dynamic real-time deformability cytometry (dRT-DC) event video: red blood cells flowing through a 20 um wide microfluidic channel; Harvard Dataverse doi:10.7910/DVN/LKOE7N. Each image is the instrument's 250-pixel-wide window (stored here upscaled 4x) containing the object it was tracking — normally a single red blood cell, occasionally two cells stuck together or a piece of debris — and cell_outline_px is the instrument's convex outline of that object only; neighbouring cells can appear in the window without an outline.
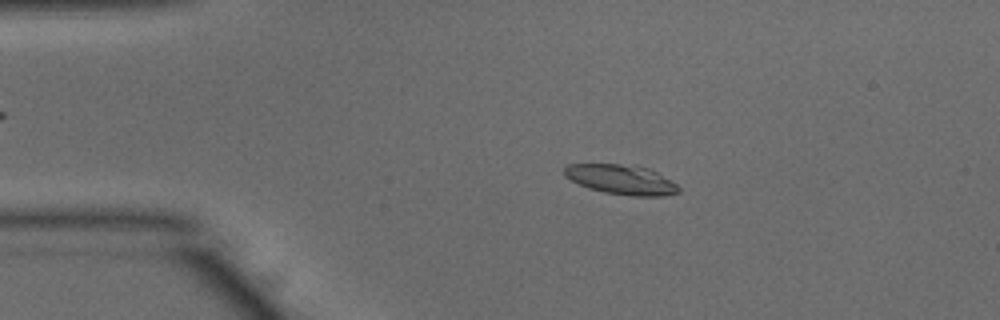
{"species": "common noctule bat (a hibernating species)", "species_latin": "Nyctalus noctula", "temperature_condition": "warm", "stored_images_in_passage": 46, "camera_frame_rate_fps": 3000, "um_per_image_px": 0.085, "animal": {"sex": "male", "body_mass_g": 15.6}, "frame": {"image": 1, "passage_image": 10, "time_ms": 3.0, "image_size_px": [1000, 320], "cell_outline_px": [[680, 192], [664, 196], [632, 196], [604, 192], [588, 188], [564, 176], [564, 168], [568, 164], [620, 164], [648, 168], [656, 172], [676, 184], [680, 188]], "centroid_in_image_um": [52.8, 15.27], "position_along_channel_um": 32.2, "area_um2": 19.59}}
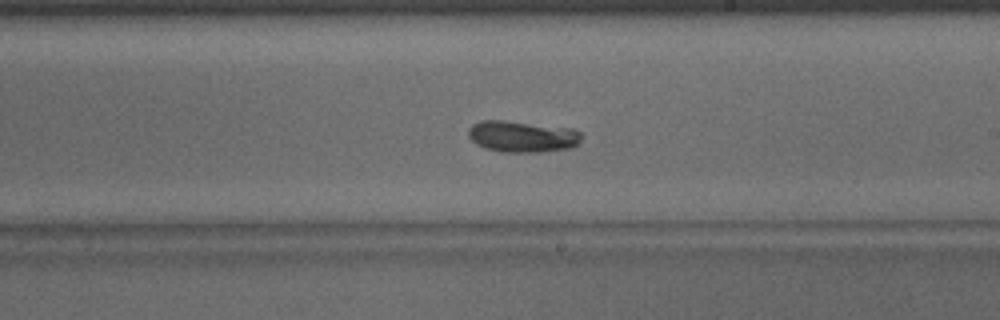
{"frame": {"image": 2, "passage_image": 30, "time_ms": 9.667, "image_size_px": [1000, 320], "cell_outline_px": [[580, 140], [572, 148], [540, 152], [500, 152], [484, 148], [476, 144], [468, 136], [468, 128], [472, 124], [480, 120], [504, 120], [572, 128], [580, 132]], "centroid_in_image_um": [44.35, 11.6], "position_along_channel_um": 244.7, "area_um2": 20.87}}
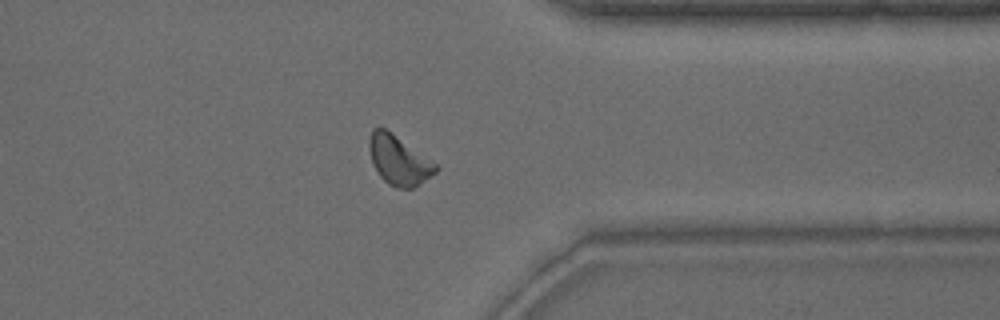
{"frame": {"image": 3, "passage_image": 41, "time_ms": 13.333, "image_size_px": [1000, 320], "cell_outline_px": [[440, 168], [436, 172], [420, 184], [412, 188], [396, 188], [388, 184], [380, 176], [372, 160], [368, 144], [368, 140], [372, 128], [384, 128], [436, 164]], "centroid_in_image_um": [33.88, 13.64], "position_along_channel_um": 377.5, "area_um2": 18.61}, "authors_computed_cell_mechanics": {"area_um2": 19.4497, "velocity_mm_per_s": 3.8149, "shape_relaxation_time_tau1_ms": 5.9056, "shape_relaxation_time_tau2_ms": 3.5818, "deformation_change_tau1": 0.1566, "deformation_change_tau2": 0.062}}